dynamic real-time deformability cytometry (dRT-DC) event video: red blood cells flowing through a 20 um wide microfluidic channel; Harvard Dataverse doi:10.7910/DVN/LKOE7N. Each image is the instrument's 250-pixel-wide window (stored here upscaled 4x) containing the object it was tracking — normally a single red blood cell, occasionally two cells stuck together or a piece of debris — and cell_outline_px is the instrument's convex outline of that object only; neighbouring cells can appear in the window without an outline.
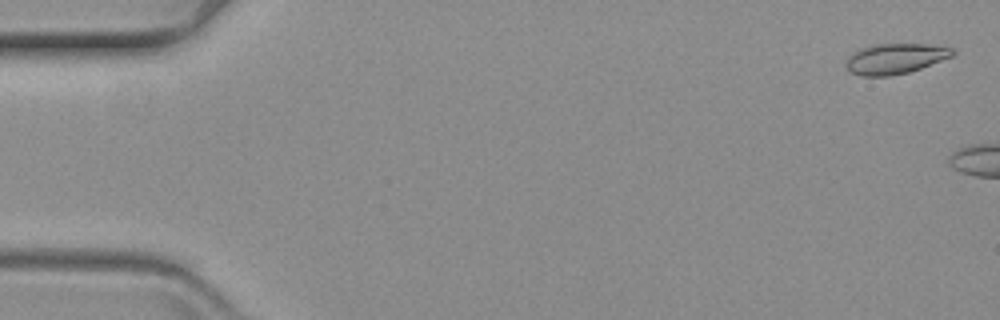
{"species": "common noctule bat (a hibernating species)", "species_latin": "Nyctalus noctula", "temperature_condition": "warm", "stored_images_in_passage": 6, "camera_frame_rate_fps": 3000, "um_per_image_px": 0.085, "animal": {"sex": "female", "body_mass_g": 19.3, "forearm_length_mm": 54.1}, "frame": {"image": 1, "passage_image": 2, "time_ms": 0.333, "image_size_px": [1000, 320], "cell_outline_px": [[956, 52], [952, 56], [920, 68], [908, 72], [888, 76], [860, 76], [848, 72], [844, 64], [848, 56], [852, 52], [860, 48], [872, 44], [928, 44], [952, 48]], "centroid_in_image_um": [76.01, 4.98], "position_along_channel_um": 9.0, "area_um2": 19.02}}